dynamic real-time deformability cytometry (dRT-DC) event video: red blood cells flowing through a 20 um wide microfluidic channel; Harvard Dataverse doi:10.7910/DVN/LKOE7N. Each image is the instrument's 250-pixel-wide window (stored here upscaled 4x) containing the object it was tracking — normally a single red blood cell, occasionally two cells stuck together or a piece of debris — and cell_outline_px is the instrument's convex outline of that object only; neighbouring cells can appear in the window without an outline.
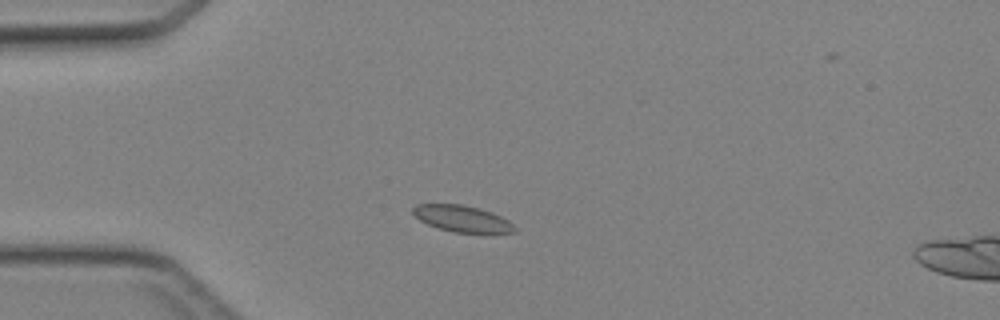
{"species": "Egyptian fruit bat (a non-hibernating species)", "species_latin": "Rousettus aegyptiacus", "temperature_condition": "cold", "stored_images_in_passage": 36, "camera_frame_rate_fps": 3000, "um_per_image_px": 0.085, "animal": {"sex": "female"}, "frame": {"image": 1, "passage_image": 1, "time_ms": 0.0, "image_size_px": [1000, 320], "cell_outline_px": [[516, 232], [452, 232], [436, 228], [420, 220], [412, 212], [412, 208], [416, 204], [464, 204], [492, 212], [508, 220], [516, 228]], "centroid_in_image_um": [39.25, 18.57], "position_along_channel_um": 45.7, "area_um2": 15.55}}
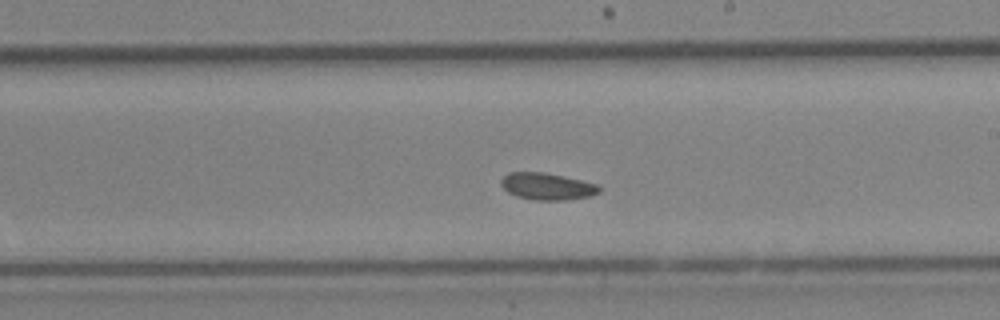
{"frame": {"image": 2, "passage_image": 16, "time_ms": 5.0, "image_size_px": [1000, 320], "cell_outline_px": [[600, 192], [592, 196], [564, 200], [536, 200], [516, 196], [508, 192], [500, 184], [500, 180], [508, 172], [544, 172], [564, 176], [596, 184], [600, 188]], "centroid_in_image_um": [46.49, 15.84], "position_along_channel_um": 242.5, "area_um2": 15.37}}
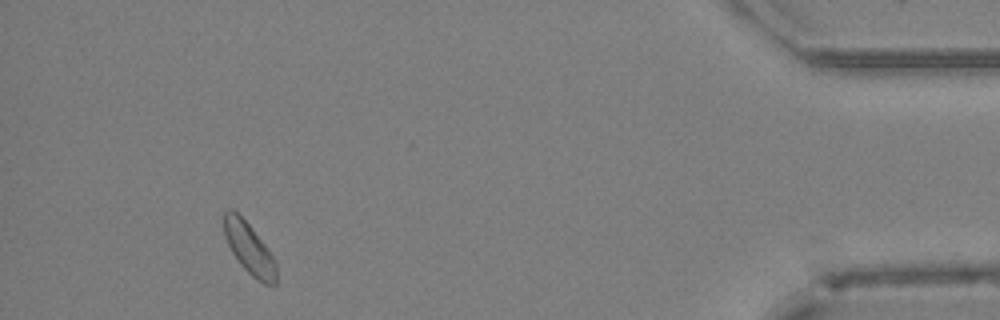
{"frame": {"image": 3, "passage_image": 32, "time_ms": 10.333, "image_size_px": [1000, 320], "cell_outline_px": [[276, 284], [264, 284], [256, 280], [240, 264], [232, 252], [224, 236], [224, 212], [228, 208], [232, 208], [248, 224], [264, 244], [272, 256], [276, 264]], "centroid_in_image_um": [21.16, 21.13], "position_along_channel_um": 414.0, "area_um2": 15.32}}